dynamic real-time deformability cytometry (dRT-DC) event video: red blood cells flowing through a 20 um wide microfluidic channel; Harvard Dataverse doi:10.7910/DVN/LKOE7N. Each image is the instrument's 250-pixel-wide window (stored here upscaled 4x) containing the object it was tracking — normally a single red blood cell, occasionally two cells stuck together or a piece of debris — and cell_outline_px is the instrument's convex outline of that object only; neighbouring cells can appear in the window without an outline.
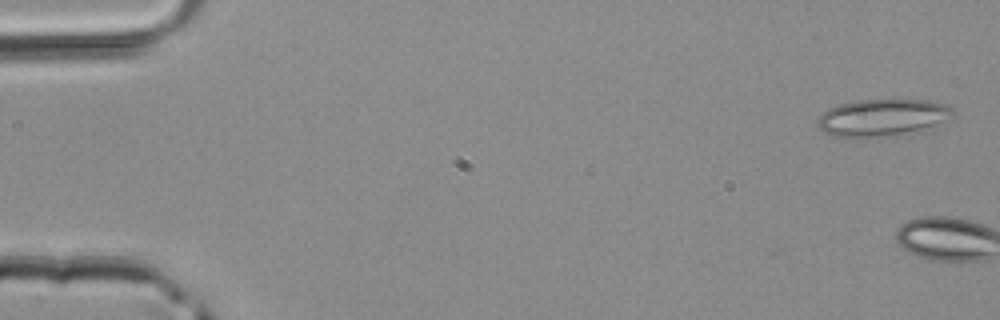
{"species": "common noctule bat (a hibernating species)", "species_latin": "Nyctalus noctula", "temperature_condition": "room temperature", "stored_images_in_passage": 4, "camera_frame_rate_fps": 3000, "um_per_image_px": 0.085, "animal": {"sex": "male", "body_mass_g": 20.4}, "frame": {"image": 1, "passage_image": 1, "time_ms": 0.0, "image_size_px": [1000, 320], "cell_outline_px": [[956, 116], [936, 128], [880, 136], [836, 136], [824, 132], [816, 124], [816, 120], [828, 108], [840, 104], [860, 100], [928, 100], [944, 104], [952, 108], [956, 112]], "centroid_in_image_um": [75.11, 9.98], "position_along_channel_um": 9.9, "area_um2": 29.25}}